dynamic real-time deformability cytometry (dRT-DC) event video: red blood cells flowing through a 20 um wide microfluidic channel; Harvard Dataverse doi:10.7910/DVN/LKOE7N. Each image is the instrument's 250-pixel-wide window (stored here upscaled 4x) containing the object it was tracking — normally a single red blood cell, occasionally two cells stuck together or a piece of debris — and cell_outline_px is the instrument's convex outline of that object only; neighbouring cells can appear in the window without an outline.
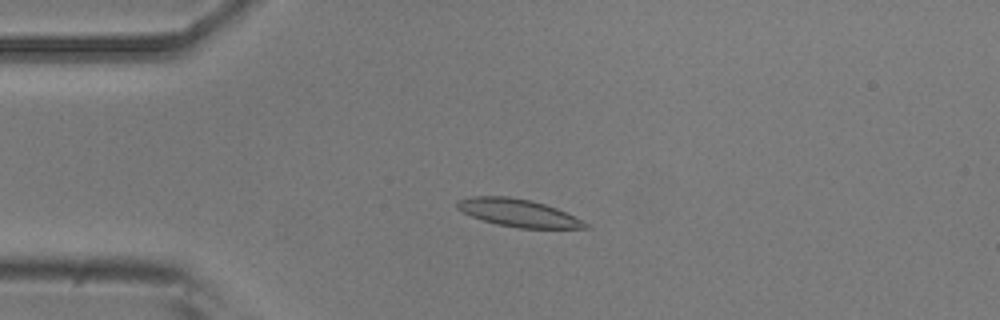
{"species": "common noctule bat (a hibernating species)", "species_latin": "Nyctalus noctula", "temperature_condition": "room temperature", "stored_images_in_passage": 50, "camera_frame_rate_fps": 3000, "um_per_image_px": 0.085, "animal": {"sex": "male", "body_mass_g": 20.5, "forearm_length_mm": 52.5}, "frame": {"image": 1, "passage_image": 11, "time_ms": 3.333, "image_size_px": [1000, 320], "cell_outline_px": [[588, 228], [520, 228], [496, 224], [472, 216], [456, 208], [456, 200], [472, 196], [508, 196], [528, 200], [544, 204], [556, 208], [588, 224]], "centroid_in_image_um": [43.99, 18.09], "position_along_channel_um": 41.0, "area_um2": 20.23}}
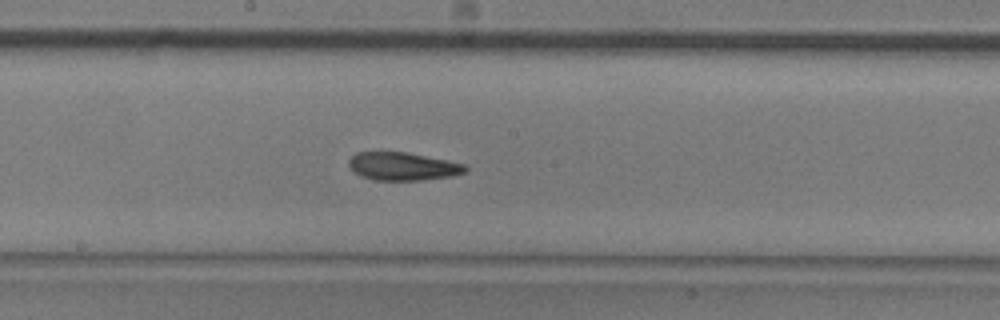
{"frame": {"image": 2, "passage_image": 26, "time_ms": 8.333, "image_size_px": [1000, 320], "cell_outline_px": [[468, 168], [464, 172], [452, 176], [420, 180], [376, 180], [360, 176], [352, 172], [348, 168], [348, 160], [356, 152], [404, 152], [464, 164]], "centroid_in_image_um": [34.15, 14.15], "position_along_channel_um": 214.0, "area_um2": 18.9}}
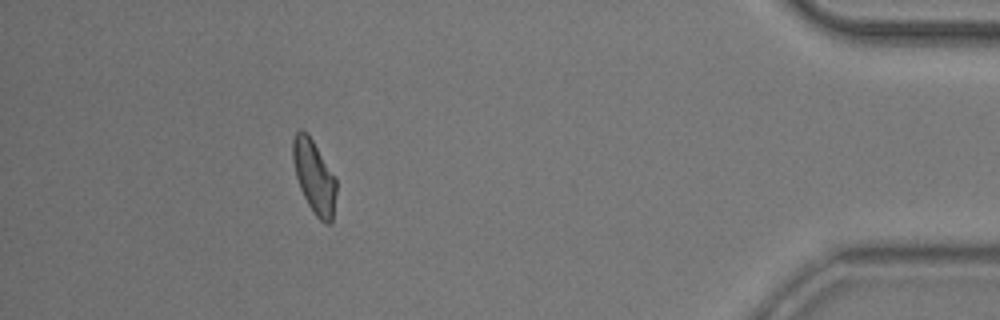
{"frame": {"image": 3, "passage_image": 45, "time_ms": 14.667, "image_size_px": [1000, 320], "cell_outline_px": [[336, 192], [332, 224], [328, 224], [320, 220], [312, 212], [300, 188], [296, 176], [292, 160], [292, 140], [296, 132], [300, 128], [308, 132], [336, 176]], "centroid_in_image_um": [26.71, 14.99], "position_along_channel_um": 408.5, "area_um2": 18.9}, "authors_computed_cell_mechanics": {"area_um2": 19.4786, "velocity_mm_per_s": 3.9369, "shape_relaxation_time_tau1_ms": 6.4432, "shape_relaxation_time_tau2_ms": 3.2824, "deformation_change_tau1": 0.1663, "deformation_change_tau2": 0.1101}}